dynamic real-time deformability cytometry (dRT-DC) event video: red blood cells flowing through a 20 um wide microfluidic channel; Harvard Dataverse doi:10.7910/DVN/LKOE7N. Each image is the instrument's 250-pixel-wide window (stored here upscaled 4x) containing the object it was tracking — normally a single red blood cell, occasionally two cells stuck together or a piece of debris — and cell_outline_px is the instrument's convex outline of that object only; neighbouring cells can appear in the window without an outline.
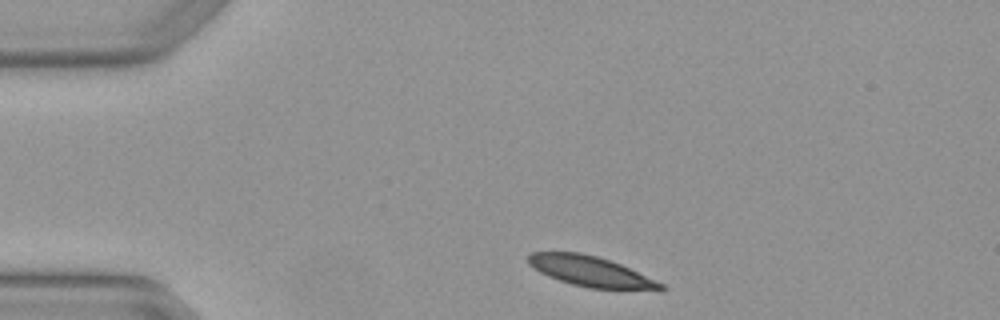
{"species": "Egyptian fruit bat (a non-hibernating species)", "species_latin": "Rousettus aegyptiacus", "temperature_condition": "warm", "stored_images_in_passage": 2, "camera_frame_rate_fps": 3000, "um_per_image_px": 0.085, "animal": {"sex": "female"}, "frame": {"image": 1, "passage_image": 1, "time_ms": 0.0, "image_size_px": [1000, 320], "cell_outline_px": [[668, 288], [664, 292], [660, 292], [588, 288], [572, 284], [548, 276], [540, 272], [528, 264], [528, 256], [532, 252], [580, 252], [596, 256], [620, 264], [656, 280], [664, 284]], "centroid_in_image_um": [50.33, 23.12], "position_along_channel_um": 34.7, "area_um2": 23.87}}